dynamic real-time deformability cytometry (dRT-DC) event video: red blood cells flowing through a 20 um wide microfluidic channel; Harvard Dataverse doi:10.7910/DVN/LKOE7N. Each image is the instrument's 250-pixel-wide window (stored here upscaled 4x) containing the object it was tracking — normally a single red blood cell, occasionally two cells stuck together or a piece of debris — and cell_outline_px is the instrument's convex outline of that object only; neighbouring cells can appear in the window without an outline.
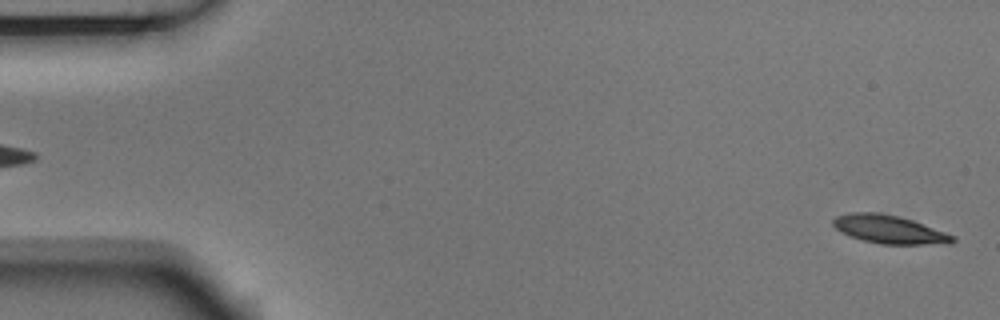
{"species": "Egyptian fruit bat (a non-hibernating species)", "species_latin": "Rousettus aegyptiacus", "temperature_condition": "room temperature", "stored_images_in_passage": 6, "segment_of_instrument_passage": [2, 2], "camera_frame_rate_fps": 3000, "um_per_image_px": 0.085, "animal": {"sex": "male"}, "frame": {"image": 1, "passage_image": 6, "time_ms": 1.667, "image_size_px": [1000, 320], "cell_outline_px": [[956, 240], [948, 244], [880, 244], [864, 240], [840, 232], [832, 224], [832, 220], [836, 216], [848, 212], [876, 212], [896, 216], [912, 220], [956, 236]], "centroid_in_image_um": [75.58, 19.5], "position_along_channel_um": 9.4, "area_um2": 19.59}}